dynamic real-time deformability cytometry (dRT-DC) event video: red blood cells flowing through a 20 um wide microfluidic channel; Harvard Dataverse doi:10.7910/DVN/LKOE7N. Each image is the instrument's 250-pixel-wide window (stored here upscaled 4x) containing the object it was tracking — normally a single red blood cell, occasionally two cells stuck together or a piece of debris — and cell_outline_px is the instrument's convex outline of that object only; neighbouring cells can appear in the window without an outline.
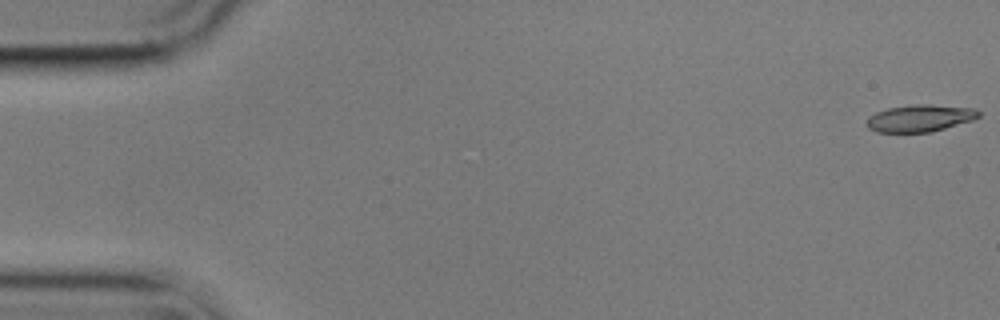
{"species": "common noctule bat (a hibernating species)", "species_latin": "Nyctalus noctula", "temperature_condition": "cold", "stored_images_in_passage": 56, "camera_frame_rate_fps": 3000, "um_per_image_px": 0.085, "animal": {"sex": "male", "body_mass_g": 17.9}, "frame": {"image": 1, "passage_image": 1, "time_ms": 0.0, "image_size_px": [1000, 320], "cell_outline_px": [[980, 116], [972, 120], [944, 128], [928, 132], [876, 132], [868, 128], [864, 124], [868, 116], [876, 112], [888, 108], [916, 104], [928, 104], [972, 108], [980, 112]], "centroid_in_image_um": [78.13, 10.04], "position_along_channel_um": 6.9, "area_um2": 17.57}}
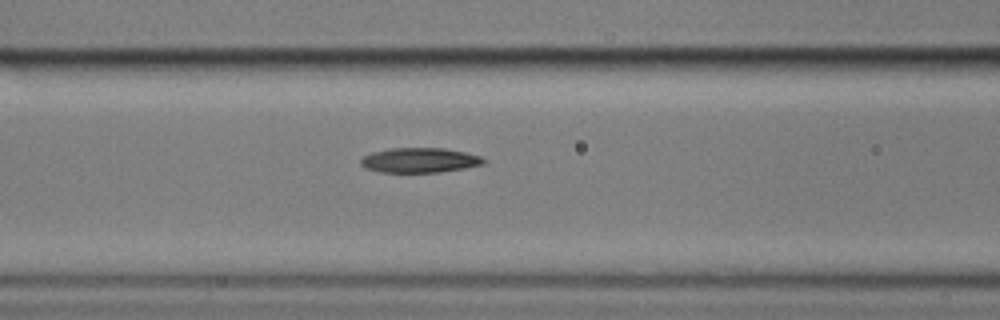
{"frame": {"image": 2, "passage_image": 23, "time_ms": 7.333, "image_size_px": [1000, 320], "cell_outline_px": [[488, 160], [484, 164], [464, 168], [440, 172], [380, 172], [364, 168], [360, 164], [360, 160], [364, 156], [372, 152], [392, 148], [444, 148], [464, 152], [480, 156]], "centroid_in_image_um": [35.67, 13.62], "position_along_channel_um": 130.9, "area_um2": 17.8}}
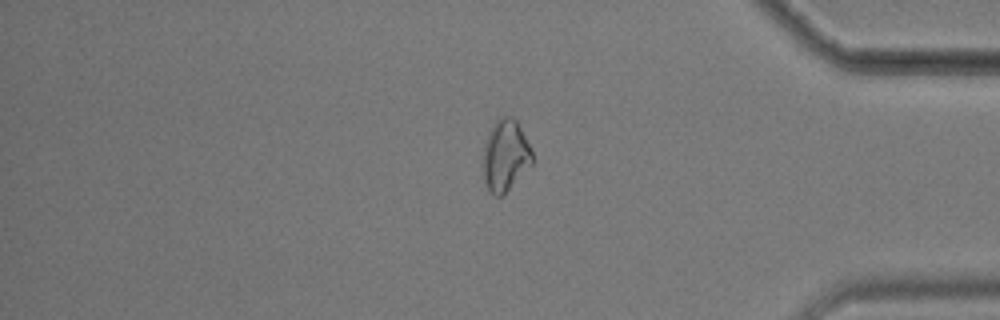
{"frame": {"image": 3, "passage_image": 47, "time_ms": 15.333, "image_size_px": [1000, 320], "cell_outline_px": [[532, 164], [500, 196], [496, 196], [488, 188], [484, 180], [484, 144], [488, 132], [496, 120], [500, 116], [512, 116], [516, 120], [532, 148]], "centroid_in_image_um": [42.96, 13.15], "position_along_channel_um": 392.2, "area_um2": 20.06}, "authors_computed_cell_mechanics": {"area_um2": 18.2937, "velocity_mm_per_s": 3.5699, "shape_relaxation_time_tau1_ms": 4.0931, "shape_relaxation_time_tau2_ms": null, "deformation_change_tau1": 0.1139, "deformation_change_tau2": null}}